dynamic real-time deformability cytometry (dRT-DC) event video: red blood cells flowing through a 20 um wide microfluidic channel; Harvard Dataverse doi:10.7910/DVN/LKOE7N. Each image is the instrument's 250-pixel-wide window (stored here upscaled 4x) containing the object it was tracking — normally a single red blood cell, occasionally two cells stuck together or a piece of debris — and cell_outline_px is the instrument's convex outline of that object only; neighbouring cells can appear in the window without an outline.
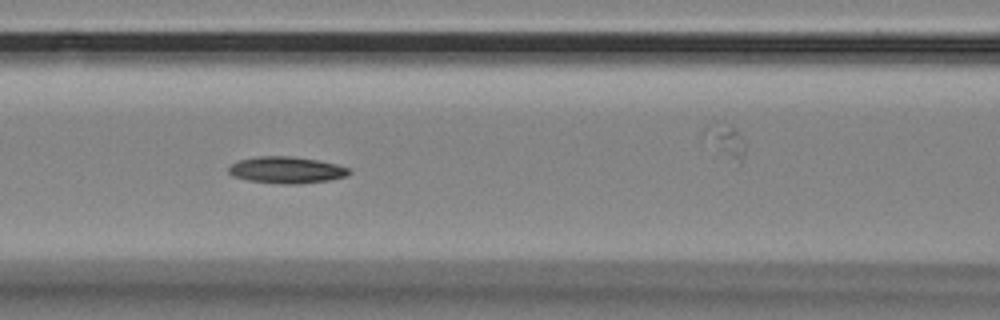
{"species": "Egyptian fruit bat (a non-hibernating species)", "species_latin": "Rousettus aegyptiacus", "temperature_condition": "room temperature", "stored_images_in_passage": 38, "camera_frame_rate_fps": 3000, "um_per_image_px": 0.085, "animal": {"sex": "female"}, "frame": {"image": 1, "passage_image": 4, "time_ms": 1.0, "image_size_px": [1000, 320], "cell_outline_px": [[352, 172], [344, 176], [328, 180], [296, 184], [284, 184], [248, 180], [232, 176], [228, 172], [228, 168], [232, 164], [240, 160], [260, 156], [288, 156], [316, 160], [336, 164], [348, 168]], "centroid_in_image_um": [24.32, 14.45], "position_along_channel_um": 142.3, "area_um2": 18.38}}
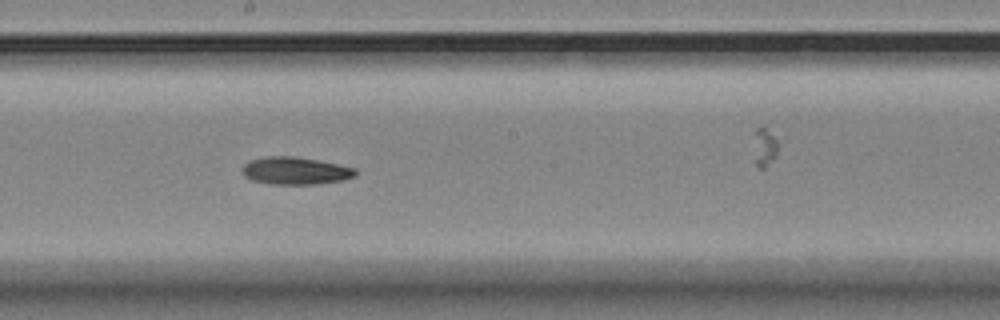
{"frame": {"image": 2, "passage_image": 11, "time_ms": 3.333, "image_size_px": [1000, 320], "cell_outline_px": [[356, 176], [344, 180], [316, 184], [268, 184], [252, 180], [244, 176], [240, 168], [248, 160], [264, 156], [292, 156], [316, 160], [356, 168]], "centroid_in_image_um": [25.05, 14.51], "position_along_channel_um": 223.1, "area_um2": 18.26}}
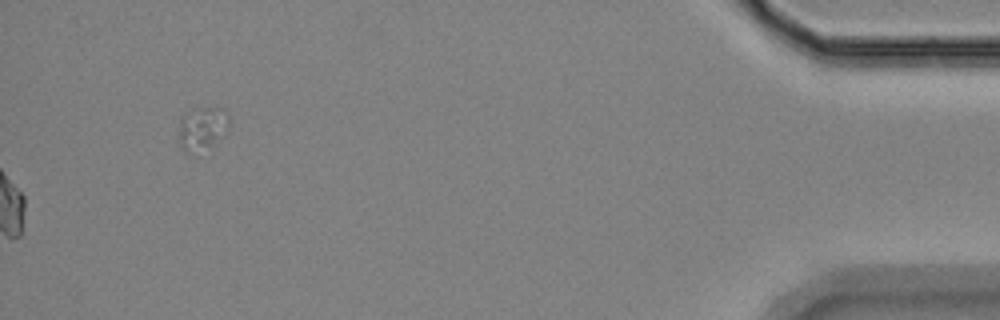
{"frame": {"image": 3, "passage_image": 38, "time_ms": 12.333, "image_size_px": [1000, 320], "cell_outline_px": [[228, 128], [208, 144], [184, 152], [180, 144], [180, 116], [184, 112], [196, 108], [224, 108], [228, 112]], "centroid_in_image_um": [17.16, 10.77], "position_along_channel_um": 418.0, "area_um2": 11.73}, "authors_computed_cell_mechanics": {"area_um2": 17.8024, "velocity_mm_per_s": 3.4631, "shape_relaxation_time_tau1_ms": 2.674, "shape_relaxation_time_tau2_ms": 4.5822, "deformation_change_tau1": 0.0849, "deformation_change_tau2": 0.1}}